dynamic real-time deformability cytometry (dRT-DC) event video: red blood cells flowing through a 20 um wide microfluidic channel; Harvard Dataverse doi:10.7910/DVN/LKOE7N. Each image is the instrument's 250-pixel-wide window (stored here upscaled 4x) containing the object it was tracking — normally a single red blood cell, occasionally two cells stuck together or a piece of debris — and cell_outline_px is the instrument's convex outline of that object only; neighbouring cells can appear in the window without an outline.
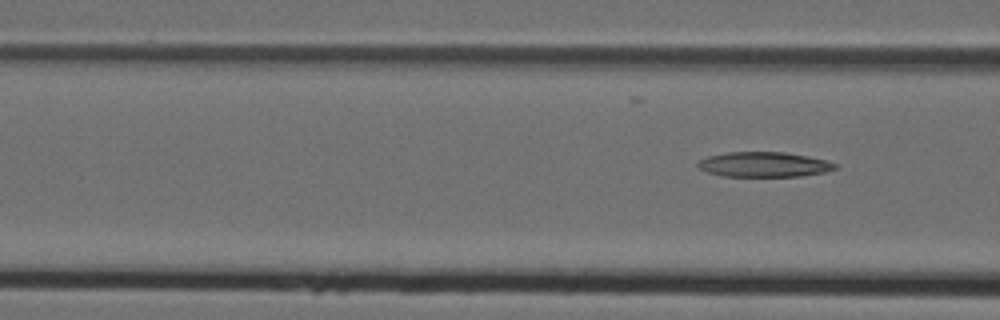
{"species": "Egyptian fruit bat (a non-hibernating species)", "species_latin": "Rousettus aegyptiacus", "temperature_condition": "cold", "stored_images_in_passage": 8, "segment_of_instrument_passage": [2, 2], "camera_frame_rate_fps": 3000, "um_per_image_px": 0.085, "animal": {"sex": "female"}, "frame": {"image": 1, "passage_image": 8, "time_ms": 2.333, "image_size_px": [1000, 320], "cell_outline_px": [[836, 168], [824, 172], [800, 176], [724, 176], [708, 172], [700, 168], [696, 164], [700, 160], [708, 156], [724, 152], [784, 152], [808, 156], [828, 160], [836, 164]], "centroid_in_image_um": [64.94, 13.97], "position_along_channel_um": 101.7, "area_um2": 19.88}}